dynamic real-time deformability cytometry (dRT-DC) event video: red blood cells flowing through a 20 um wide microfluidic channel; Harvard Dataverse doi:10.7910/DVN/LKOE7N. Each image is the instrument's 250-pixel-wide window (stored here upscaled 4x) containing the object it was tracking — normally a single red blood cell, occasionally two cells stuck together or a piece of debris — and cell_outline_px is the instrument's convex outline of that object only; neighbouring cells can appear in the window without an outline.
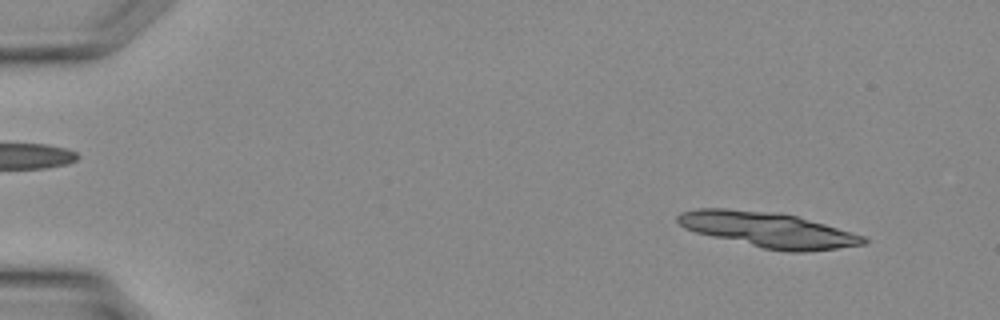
{"species": "Egyptian fruit bat (a non-hibernating species)", "species_latin": "Rousettus aegyptiacus", "temperature_condition": "warm", "stored_images_in_passage": 17, "camera_frame_rate_fps": 3000, "um_per_image_px": 0.085, "animal": {"sex": "female"}, "frame": {"image": 1, "passage_image": 3, "time_ms": 0.667, "image_size_px": [1000, 320], "cell_outline_px": [[868, 240], [864, 244], [836, 248], [804, 252], [788, 252], [764, 248], [712, 236], [696, 232], [684, 228], [676, 220], [676, 216], [680, 212], [696, 208], [724, 208], [780, 212], [796, 216], [824, 224], [864, 236]], "centroid_in_image_um": [65.25, 19.51], "position_along_channel_um": 19.8, "area_um2": 37.8}}
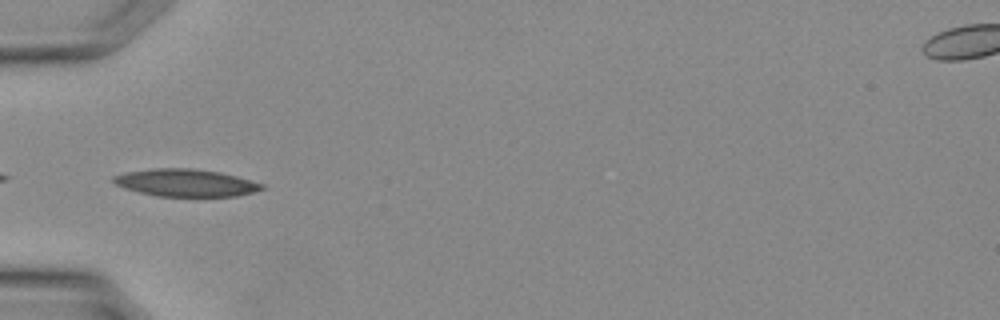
{"frame": {"image": 2, "passage_image": 12, "time_ms": 3.667, "image_size_px": [1000, 320], "cell_outline_px": [[264, 188], [252, 192], [236, 196], [156, 196], [124, 188], [116, 184], [112, 180], [112, 176], [124, 172], [152, 168], [192, 168], [220, 172], [236, 176], [264, 184]], "centroid_in_image_um": [15.75, 15.53], "position_along_channel_um": 69.3, "area_um2": 23.64}}